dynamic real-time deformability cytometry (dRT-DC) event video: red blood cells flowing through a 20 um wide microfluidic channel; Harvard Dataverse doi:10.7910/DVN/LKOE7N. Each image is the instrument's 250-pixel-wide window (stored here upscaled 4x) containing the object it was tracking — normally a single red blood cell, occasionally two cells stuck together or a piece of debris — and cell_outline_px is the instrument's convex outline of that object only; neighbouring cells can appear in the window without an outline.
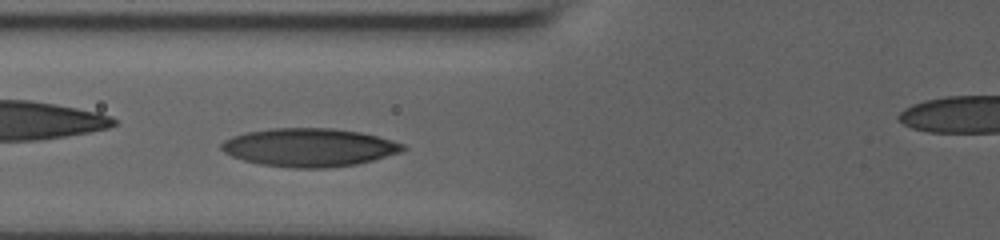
{"species": "human", "species_latin": "Homo sapiens", "temperature_condition": "room temperature", "stored_images_in_passage": 46, "camera_frame_rate_fps": 3000, "um_per_image_px": 0.085, "donor": {"sex": "male"}, "frame": {"image": 1, "passage_image": 17, "time_ms": 5.333, "image_size_px": [1000, 240], "cell_outline_px": [[408, 148], [400, 152], [372, 160], [356, 164], [328, 168], [292, 168], [260, 164], [244, 160], [232, 156], [224, 152], [220, 148], [220, 144], [224, 140], [232, 136], [244, 132], [272, 128], [332, 128], [360, 132], [392, 140], [404, 144]], "centroid_in_image_um": [26.26, 12.53], "position_along_channel_um": 99.5, "area_um2": 40.52}}
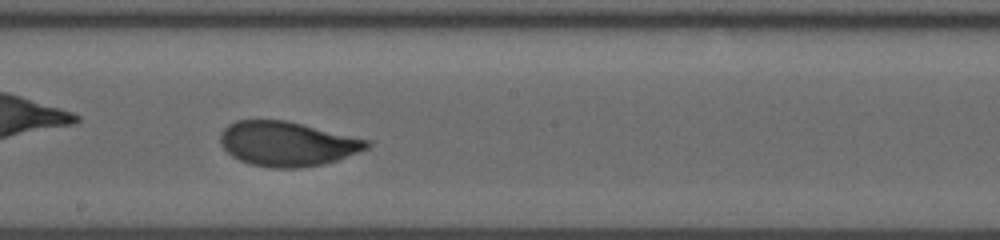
{"frame": {"image": 2, "passage_image": 27, "time_ms": 8.667, "image_size_px": [1000, 240], "cell_outline_px": [[372, 144], [368, 148], [336, 160], [324, 164], [300, 168], [272, 168], [248, 164], [232, 156], [220, 144], [220, 132], [228, 124], [236, 120], [284, 120], [368, 140]], "centroid_in_image_um": [24.36, 12.23], "position_along_channel_um": 223.8, "area_um2": 37.86}}
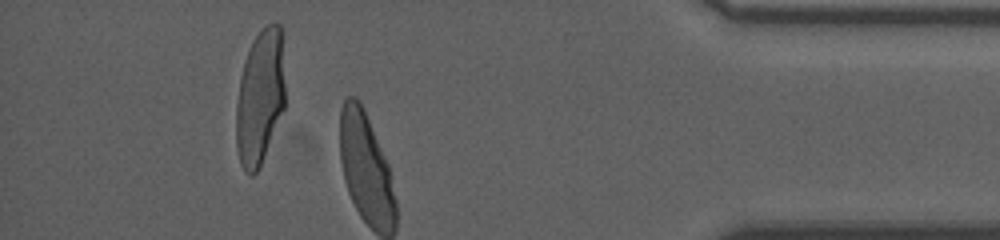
{"frame": {"image": 3, "passage_image": 44, "time_ms": 14.333, "image_size_px": [1000, 240], "cell_outline_px": [[284, 108], [260, 168], [252, 176], [248, 176], [244, 172], [240, 164], [236, 148], [236, 104], [240, 76], [244, 60], [248, 48], [252, 40], [268, 24], [280, 24], [284, 32]], "centroid_in_image_um": [22.1, 8.26], "position_along_channel_um": 413.1, "area_um2": 39.36}}